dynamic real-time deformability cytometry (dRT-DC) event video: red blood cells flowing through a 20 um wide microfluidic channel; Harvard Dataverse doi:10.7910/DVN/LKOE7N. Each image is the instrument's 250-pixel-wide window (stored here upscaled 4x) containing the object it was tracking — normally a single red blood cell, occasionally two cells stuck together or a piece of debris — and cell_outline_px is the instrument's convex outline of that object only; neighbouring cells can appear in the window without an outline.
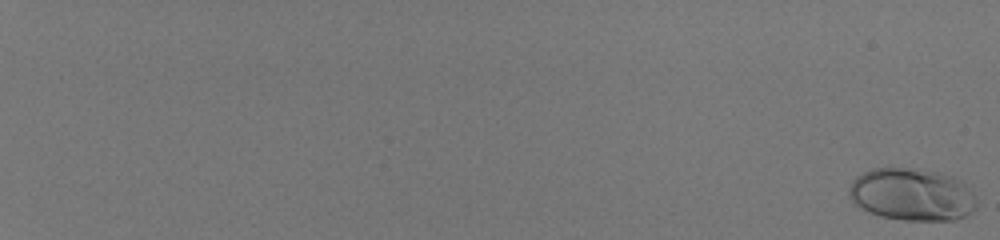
{"species": "human", "species_latin": "Homo sapiens", "temperature_condition": "room temperature", "stored_images_in_passage": 20, "camera_frame_rate_fps": 3000, "um_per_image_px": 0.085, "donor": {"sex": "male"}, "frame": {"image": 1, "passage_image": 1, "time_ms": 0.0, "image_size_px": [1000, 240], "cell_outline_px": [[976, 208], [972, 212], [956, 220], [904, 220], [880, 216], [860, 208], [848, 196], [848, 188], [852, 180], [856, 176], [872, 168], [904, 168], [940, 172], [952, 176], [960, 180], [976, 196]], "centroid_in_image_um": [77.5, 16.54], "position_along_channel_um": 7.5, "area_um2": 39.13}}